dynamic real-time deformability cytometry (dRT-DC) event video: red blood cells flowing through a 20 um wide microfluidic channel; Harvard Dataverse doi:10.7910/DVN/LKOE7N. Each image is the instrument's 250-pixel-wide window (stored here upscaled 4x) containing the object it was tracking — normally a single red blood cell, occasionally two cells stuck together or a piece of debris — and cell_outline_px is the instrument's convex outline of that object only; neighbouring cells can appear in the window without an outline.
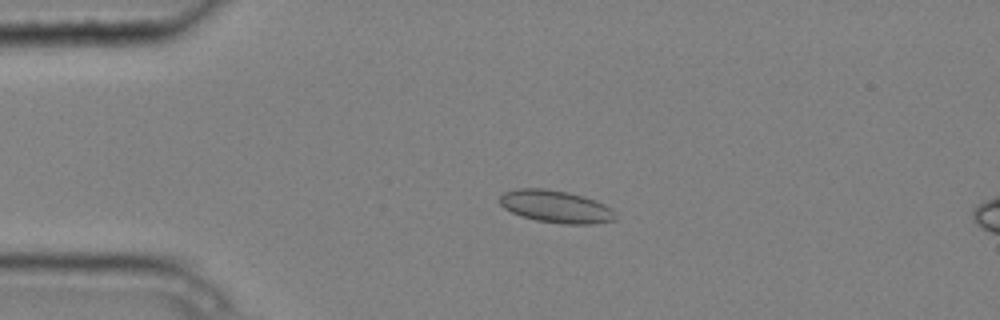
{"species": "common noctule bat (a hibernating species)", "species_latin": "Nyctalus noctula", "temperature_condition": "cold", "stored_images_in_passage": 6, "segment_of_instrument_passage": [1, 2], "camera_frame_rate_fps": 3000, "um_per_image_px": 0.085, "animal": {"sex": "male", "body_mass_g": 20.4}, "frame": {"image": 1, "passage_image": 4, "time_ms": 1.0, "image_size_px": [1000, 320], "cell_outline_px": [[616, 220], [592, 224], [564, 224], [536, 220], [520, 216], [504, 208], [500, 204], [500, 196], [504, 192], [516, 188], [544, 188], [568, 192], [584, 196], [604, 204], [612, 208], [616, 212]], "centroid_in_image_um": [47.26, 17.56], "position_along_channel_um": 37.7, "area_um2": 22.02}}